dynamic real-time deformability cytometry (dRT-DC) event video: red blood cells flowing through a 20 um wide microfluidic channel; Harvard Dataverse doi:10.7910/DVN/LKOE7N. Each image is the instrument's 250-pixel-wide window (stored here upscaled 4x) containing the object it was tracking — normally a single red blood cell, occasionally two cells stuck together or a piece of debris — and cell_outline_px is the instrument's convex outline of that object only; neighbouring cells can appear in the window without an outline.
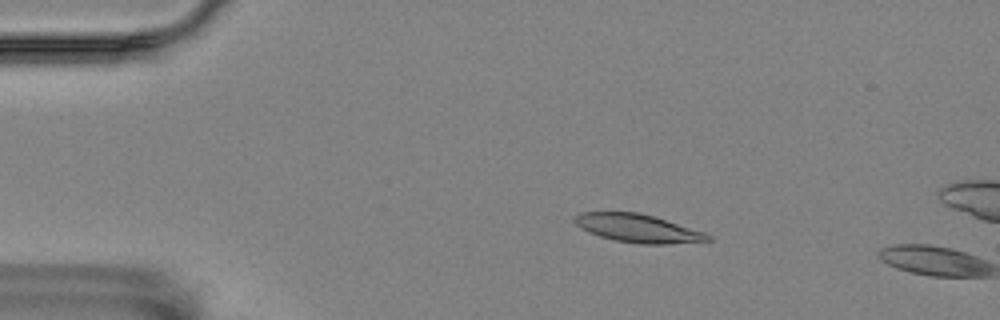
{"species": "Egyptian fruit bat (a non-hibernating species)", "species_latin": "Rousettus aegyptiacus", "temperature_condition": "room temperature", "stored_images_in_passage": 12, "camera_frame_rate_fps": 3000, "um_per_image_px": 0.085, "animal": {"sex": "female"}, "frame": {"image": 1, "passage_image": 10, "time_ms": 3.0, "image_size_px": [1000, 320], "cell_outline_px": [[712, 240], [668, 244], [640, 244], [616, 240], [600, 236], [588, 232], [580, 228], [572, 220], [580, 212], [640, 212], [704, 232], [712, 236]], "centroid_in_image_um": [54.2, 19.4], "position_along_channel_um": 30.8, "area_um2": 21.73}}